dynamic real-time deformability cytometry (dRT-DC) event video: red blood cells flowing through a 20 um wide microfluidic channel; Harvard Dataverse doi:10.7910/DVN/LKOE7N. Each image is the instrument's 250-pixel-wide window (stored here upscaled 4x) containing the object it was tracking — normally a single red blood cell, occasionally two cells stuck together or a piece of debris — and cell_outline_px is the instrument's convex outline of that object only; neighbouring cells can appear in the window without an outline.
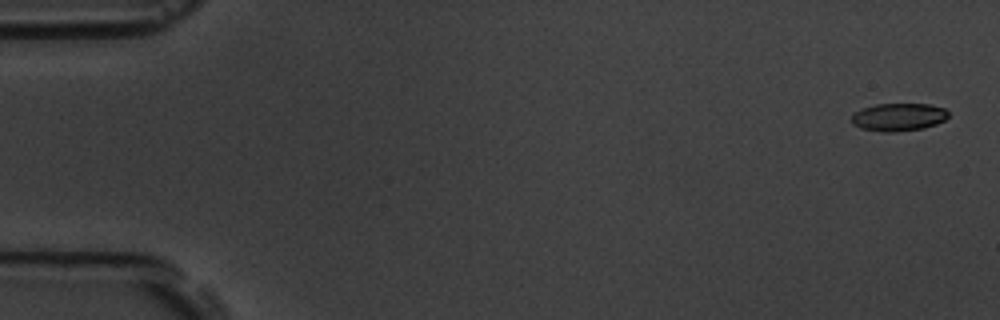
{"species": "common noctule bat (a hibernating species)", "species_latin": "Nyctalus noctula", "temperature_condition": "room temperature", "stored_images_in_passage": 7, "camera_frame_rate_fps": 3000, "um_per_image_px": 0.085, "animal": {"sex": "male", "body_mass_g": 19.5, "forearm_length_mm": 54.6}, "frame": {"image": 1, "passage_image": 1, "time_ms": 0.0, "image_size_px": [1000, 320], "cell_outline_px": [[948, 116], [944, 120], [936, 124], [924, 128], [896, 132], [884, 132], [860, 128], [852, 124], [852, 116], [860, 108], [876, 104], [928, 104], [944, 108], [948, 112]], "centroid_in_image_um": [76.36, 9.95], "position_along_channel_um": 8.6, "area_um2": 15.72}}
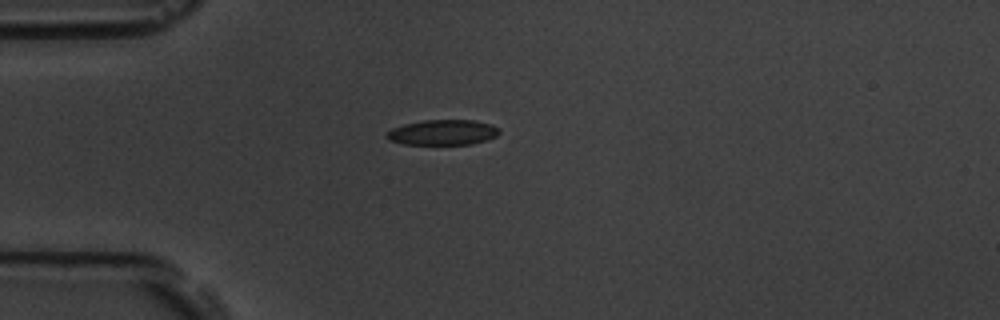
{"frame": {"image": 2, "passage_image": 5, "time_ms": 4.667, "image_size_px": [1000, 320], "cell_outline_px": [[500, 132], [496, 136], [488, 140], [472, 144], [404, 144], [388, 140], [388, 132], [392, 128], [404, 124], [424, 120], [476, 120], [492, 124], [500, 128]], "centroid_in_image_um": [37.7, 11.25], "position_along_channel_um": 47.3, "area_um2": 16.65}}
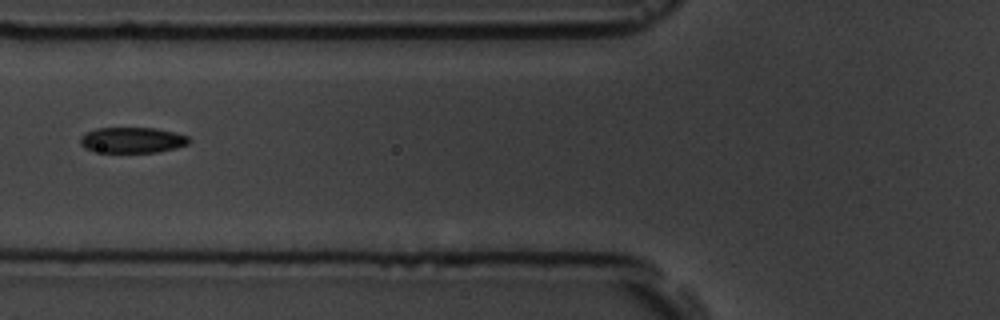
{"frame": {"image": 3, "passage_image": 7, "time_ms": 7.0, "image_size_px": [1000, 320], "cell_outline_px": [[188, 144], [176, 148], [156, 152], [92, 152], [84, 148], [80, 144], [80, 136], [96, 128], [156, 128], [188, 136]], "centroid_in_image_um": [11.19, 11.91], "position_along_channel_um": 114.6, "area_um2": 16.24}}